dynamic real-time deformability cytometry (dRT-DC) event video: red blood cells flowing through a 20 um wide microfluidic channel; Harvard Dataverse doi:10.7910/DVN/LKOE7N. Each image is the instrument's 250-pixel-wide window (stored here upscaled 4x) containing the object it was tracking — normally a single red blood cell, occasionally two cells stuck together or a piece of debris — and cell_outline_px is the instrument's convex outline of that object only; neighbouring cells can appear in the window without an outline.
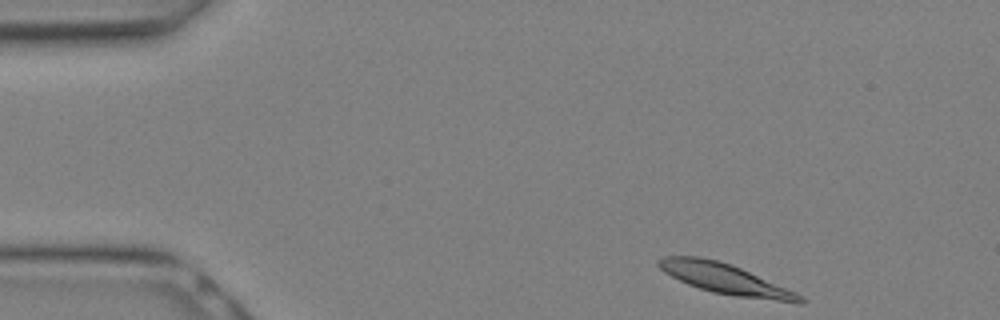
{"species": "Egyptian fruit bat (a non-hibernating species)", "species_latin": "Rousettus aegyptiacus", "temperature_condition": "warm", "stored_images_in_passage": 26, "camera_frame_rate_fps": 3000, "um_per_image_px": 0.085, "animal": {"sex": "female"}, "frame": {"image": 1, "passage_image": 1, "time_ms": 0.0, "image_size_px": [1000, 320], "cell_outline_px": [[804, 300], [800, 304], [736, 296], [712, 292], [688, 284], [664, 272], [656, 264], [656, 260], [664, 256], [700, 256], [716, 260], [740, 268], [796, 292]], "centroid_in_image_um": [61.61, 23.71], "position_along_channel_um": 23.4, "area_um2": 24.57}}
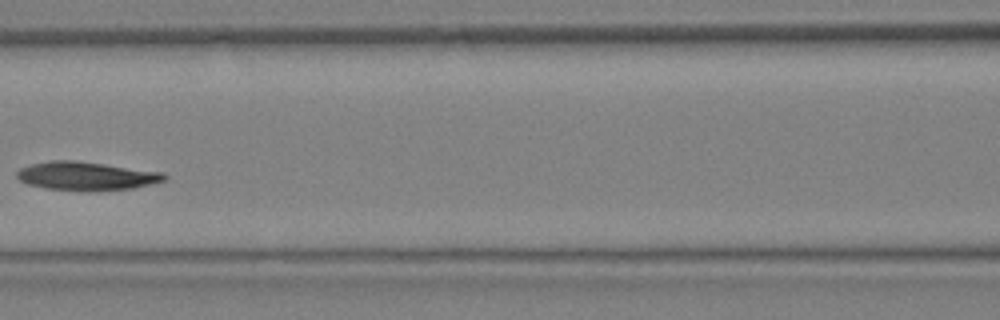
{"frame": {"image": 2, "passage_image": 10, "time_ms": 3.0, "image_size_px": [1000, 320], "cell_outline_px": [[168, 176], [164, 180], [152, 184], [132, 188], [88, 192], [48, 188], [28, 184], [20, 180], [16, 176], [16, 172], [20, 168], [32, 164], [48, 160], [76, 160], [160, 172]], "centroid_in_image_um": [7.3, 14.96], "position_along_channel_um": 159.3, "area_um2": 24.45}}
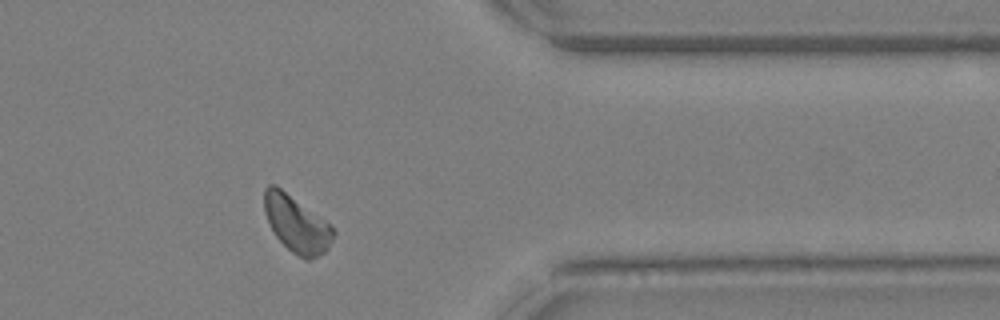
{"frame": {"image": 3, "passage_image": 20, "time_ms": 6.333, "image_size_px": [1000, 320], "cell_outline_px": [[336, 232], [328, 248], [324, 252], [312, 260], [304, 260], [292, 252], [276, 236], [264, 212], [264, 188], [268, 184], [276, 184], [324, 220]], "centroid_in_image_um": [25.19, 19.04], "position_along_channel_um": 386.2, "area_um2": 22.48}}